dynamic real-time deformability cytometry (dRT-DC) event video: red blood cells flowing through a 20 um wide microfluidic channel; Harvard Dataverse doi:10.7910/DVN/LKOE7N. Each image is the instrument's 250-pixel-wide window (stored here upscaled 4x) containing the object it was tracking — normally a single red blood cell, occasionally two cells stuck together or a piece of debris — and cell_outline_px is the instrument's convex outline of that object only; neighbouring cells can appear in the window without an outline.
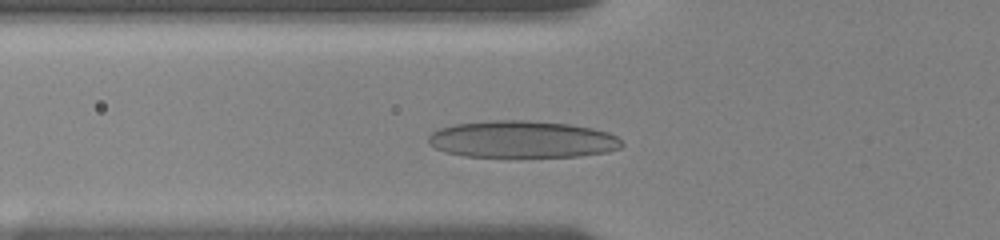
{"species": "human", "species_latin": "Homo sapiens", "temperature_condition": "room temperature", "stored_images_in_passage": 27, "camera_frame_rate_fps": 3000, "um_per_image_px": 0.085, "donor": {"sex": "female"}, "frame": {"image": 1, "passage_image": 6, "time_ms": 2.667, "image_size_px": [1000, 240], "cell_outline_px": [[624, 144], [620, 148], [608, 152], [580, 156], [464, 156], [444, 152], [428, 144], [428, 136], [432, 132], [440, 128], [456, 124], [492, 120], [524, 120], [572, 124], [592, 128], [608, 132], [616, 136]], "centroid_in_image_um": [44.39, 11.84], "position_along_channel_um": 81.4, "area_um2": 41.67}}
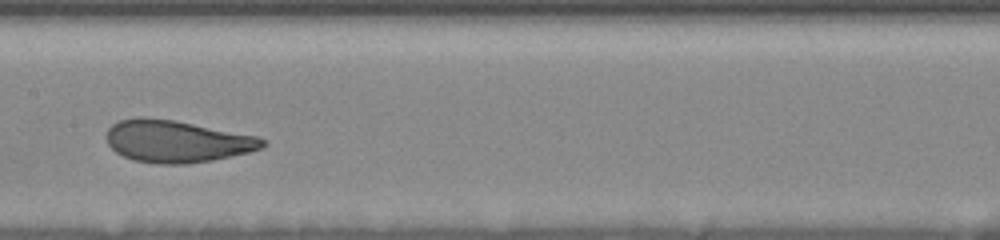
{"frame": {"image": 2, "passage_image": 14, "time_ms": 5.667, "image_size_px": [1000, 240], "cell_outline_px": [[268, 144], [260, 148], [248, 152], [212, 160], [188, 164], [156, 164], [132, 160], [116, 152], [108, 144], [108, 128], [112, 124], [120, 120], [140, 116], [144, 116], [172, 120], [256, 136], [264, 140]], "centroid_in_image_um": [14.99, 12.02], "position_along_channel_um": 192.4, "area_um2": 37.97}}
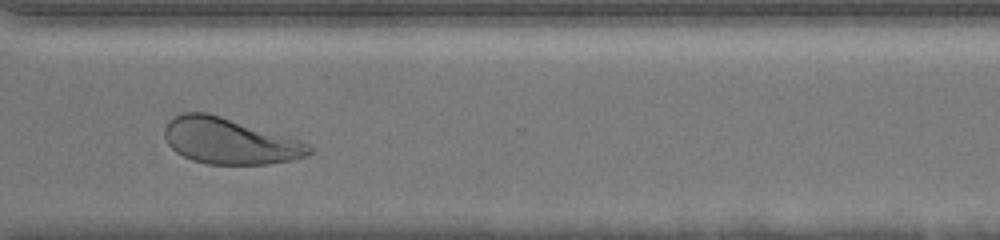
{"frame": {"image": 3, "passage_image": 24, "time_ms": 10.0, "image_size_px": [1000, 240], "cell_outline_px": [[312, 152], [304, 156], [292, 160], [268, 164], [208, 164], [192, 160], [176, 152], [168, 144], [164, 136], [164, 128], [168, 120], [184, 112], [208, 112], [300, 140], [308, 144], [312, 148]], "centroid_in_image_um": [19.48, 11.99], "position_along_channel_um": 351.1, "area_um2": 38.55}, "authors_computed_cell_mechanics": {"area_um2": 38.0902, "velocity_mm_per_s": 3.6701, "shape_relaxation_time_tau1_ms": 2.9326, "shape_relaxation_time_tau2_ms": 0.75, "deformation_change_tau1": 0.1504, "deformation_change_tau2": 0.0631}}